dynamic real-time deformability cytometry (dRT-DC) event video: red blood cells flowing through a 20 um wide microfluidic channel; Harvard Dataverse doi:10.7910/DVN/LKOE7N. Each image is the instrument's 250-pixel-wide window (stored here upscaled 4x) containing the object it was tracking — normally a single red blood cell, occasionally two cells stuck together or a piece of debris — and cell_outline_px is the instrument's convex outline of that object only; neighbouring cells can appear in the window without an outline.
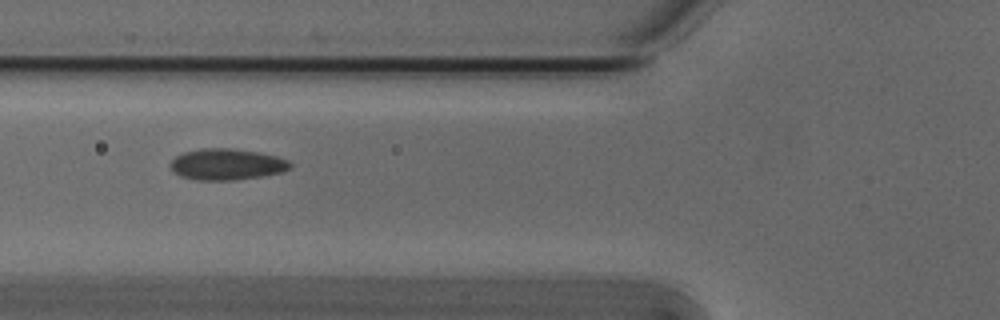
{"species": "Egyptian fruit bat (a non-hibernating species)", "species_latin": "Rousettus aegyptiacus", "temperature_condition": "cold", "stored_images_in_passage": 5, "camera_frame_rate_fps": 3000, "um_per_image_px": 0.085, "animal": {"sex": "male"}, "frame": {"image": 1, "passage_image": 3, "time_ms": 0.667, "image_size_px": [1000, 320], "cell_outline_px": [[292, 168], [284, 172], [236, 180], [196, 180], [180, 176], [172, 168], [172, 160], [176, 156], [184, 152], [200, 148], [232, 148], [260, 152], [276, 156], [288, 160], [292, 164]], "centroid_in_image_um": [19.33, 13.96], "position_along_channel_um": 106.5, "area_um2": 21.85}}